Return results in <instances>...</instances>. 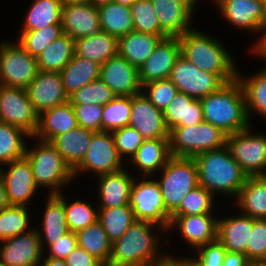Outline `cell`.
<instances>
[{
	"label": "cell",
	"mask_w": 266,
	"mask_h": 266,
	"mask_svg": "<svg viewBox=\"0 0 266 266\" xmlns=\"http://www.w3.org/2000/svg\"><path fill=\"white\" fill-rule=\"evenodd\" d=\"M152 178L134 181L129 206L136 220L149 221L167 231L171 214L166 210L157 181Z\"/></svg>",
	"instance_id": "cell-10"
},
{
	"label": "cell",
	"mask_w": 266,
	"mask_h": 266,
	"mask_svg": "<svg viewBox=\"0 0 266 266\" xmlns=\"http://www.w3.org/2000/svg\"><path fill=\"white\" fill-rule=\"evenodd\" d=\"M218 10L239 29L263 32L266 28V0H227Z\"/></svg>",
	"instance_id": "cell-20"
},
{
	"label": "cell",
	"mask_w": 266,
	"mask_h": 266,
	"mask_svg": "<svg viewBox=\"0 0 266 266\" xmlns=\"http://www.w3.org/2000/svg\"><path fill=\"white\" fill-rule=\"evenodd\" d=\"M200 101L203 120L227 135L250 126L243 87L237 78L225 83L214 93L202 97Z\"/></svg>",
	"instance_id": "cell-1"
},
{
	"label": "cell",
	"mask_w": 266,
	"mask_h": 266,
	"mask_svg": "<svg viewBox=\"0 0 266 266\" xmlns=\"http://www.w3.org/2000/svg\"><path fill=\"white\" fill-rule=\"evenodd\" d=\"M235 201L241 214L266 219V175L248 176Z\"/></svg>",
	"instance_id": "cell-32"
},
{
	"label": "cell",
	"mask_w": 266,
	"mask_h": 266,
	"mask_svg": "<svg viewBox=\"0 0 266 266\" xmlns=\"http://www.w3.org/2000/svg\"><path fill=\"white\" fill-rule=\"evenodd\" d=\"M98 7L100 29L116 38L134 31L131 8L110 1Z\"/></svg>",
	"instance_id": "cell-35"
},
{
	"label": "cell",
	"mask_w": 266,
	"mask_h": 266,
	"mask_svg": "<svg viewBox=\"0 0 266 266\" xmlns=\"http://www.w3.org/2000/svg\"><path fill=\"white\" fill-rule=\"evenodd\" d=\"M63 32L62 24L46 26L39 30L20 31L16 40L32 57L37 58L42 51Z\"/></svg>",
	"instance_id": "cell-43"
},
{
	"label": "cell",
	"mask_w": 266,
	"mask_h": 266,
	"mask_svg": "<svg viewBox=\"0 0 266 266\" xmlns=\"http://www.w3.org/2000/svg\"><path fill=\"white\" fill-rule=\"evenodd\" d=\"M129 126L135 128L145 140L169 138L163 111L157 109L143 92L132 96Z\"/></svg>",
	"instance_id": "cell-17"
},
{
	"label": "cell",
	"mask_w": 266,
	"mask_h": 266,
	"mask_svg": "<svg viewBox=\"0 0 266 266\" xmlns=\"http://www.w3.org/2000/svg\"><path fill=\"white\" fill-rule=\"evenodd\" d=\"M117 95L99 78L76 90L69 96L71 104L106 105Z\"/></svg>",
	"instance_id": "cell-48"
},
{
	"label": "cell",
	"mask_w": 266,
	"mask_h": 266,
	"mask_svg": "<svg viewBox=\"0 0 266 266\" xmlns=\"http://www.w3.org/2000/svg\"><path fill=\"white\" fill-rule=\"evenodd\" d=\"M5 171L0 167V174L6 186L7 199L10 205L27 206L38 188L34 181L32 168L26 156L5 164Z\"/></svg>",
	"instance_id": "cell-15"
},
{
	"label": "cell",
	"mask_w": 266,
	"mask_h": 266,
	"mask_svg": "<svg viewBox=\"0 0 266 266\" xmlns=\"http://www.w3.org/2000/svg\"><path fill=\"white\" fill-rule=\"evenodd\" d=\"M247 266H266V259L248 260Z\"/></svg>",
	"instance_id": "cell-62"
},
{
	"label": "cell",
	"mask_w": 266,
	"mask_h": 266,
	"mask_svg": "<svg viewBox=\"0 0 266 266\" xmlns=\"http://www.w3.org/2000/svg\"><path fill=\"white\" fill-rule=\"evenodd\" d=\"M194 159L197 166L198 185L203 186L213 195L221 193L237 198L248 176L226 146L200 153Z\"/></svg>",
	"instance_id": "cell-2"
},
{
	"label": "cell",
	"mask_w": 266,
	"mask_h": 266,
	"mask_svg": "<svg viewBox=\"0 0 266 266\" xmlns=\"http://www.w3.org/2000/svg\"><path fill=\"white\" fill-rule=\"evenodd\" d=\"M63 204L68 230L73 233L83 230L98 220V210L90 203L81 201V199L68 202L63 196Z\"/></svg>",
	"instance_id": "cell-45"
},
{
	"label": "cell",
	"mask_w": 266,
	"mask_h": 266,
	"mask_svg": "<svg viewBox=\"0 0 266 266\" xmlns=\"http://www.w3.org/2000/svg\"><path fill=\"white\" fill-rule=\"evenodd\" d=\"M61 24L74 40L95 34L101 30L98 7L90 2L63 4Z\"/></svg>",
	"instance_id": "cell-23"
},
{
	"label": "cell",
	"mask_w": 266,
	"mask_h": 266,
	"mask_svg": "<svg viewBox=\"0 0 266 266\" xmlns=\"http://www.w3.org/2000/svg\"><path fill=\"white\" fill-rule=\"evenodd\" d=\"M154 228L165 232L160 225L135 220L124 234L112 243L108 263L124 266H153L165 255L159 252L160 237L153 232Z\"/></svg>",
	"instance_id": "cell-3"
},
{
	"label": "cell",
	"mask_w": 266,
	"mask_h": 266,
	"mask_svg": "<svg viewBox=\"0 0 266 266\" xmlns=\"http://www.w3.org/2000/svg\"><path fill=\"white\" fill-rule=\"evenodd\" d=\"M160 29L168 37H180L191 30L192 15L198 1L151 0Z\"/></svg>",
	"instance_id": "cell-19"
},
{
	"label": "cell",
	"mask_w": 266,
	"mask_h": 266,
	"mask_svg": "<svg viewBox=\"0 0 266 266\" xmlns=\"http://www.w3.org/2000/svg\"><path fill=\"white\" fill-rule=\"evenodd\" d=\"M64 260L67 266H102L104 264L78 245Z\"/></svg>",
	"instance_id": "cell-55"
},
{
	"label": "cell",
	"mask_w": 266,
	"mask_h": 266,
	"mask_svg": "<svg viewBox=\"0 0 266 266\" xmlns=\"http://www.w3.org/2000/svg\"><path fill=\"white\" fill-rule=\"evenodd\" d=\"M182 266H201L194 257H184L182 258Z\"/></svg>",
	"instance_id": "cell-61"
},
{
	"label": "cell",
	"mask_w": 266,
	"mask_h": 266,
	"mask_svg": "<svg viewBox=\"0 0 266 266\" xmlns=\"http://www.w3.org/2000/svg\"><path fill=\"white\" fill-rule=\"evenodd\" d=\"M102 266H124V265H114V264L104 263Z\"/></svg>",
	"instance_id": "cell-67"
},
{
	"label": "cell",
	"mask_w": 266,
	"mask_h": 266,
	"mask_svg": "<svg viewBox=\"0 0 266 266\" xmlns=\"http://www.w3.org/2000/svg\"><path fill=\"white\" fill-rule=\"evenodd\" d=\"M25 137L31 139L20 127L0 122V167L25 156Z\"/></svg>",
	"instance_id": "cell-40"
},
{
	"label": "cell",
	"mask_w": 266,
	"mask_h": 266,
	"mask_svg": "<svg viewBox=\"0 0 266 266\" xmlns=\"http://www.w3.org/2000/svg\"><path fill=\"white\" fill-rule=\"evenodd\" d=\"M132 96H116L103 106L102 131L112 132L129 126Z\"/></svg>",
	"instance_id": "cell-44"
},
{
	"label": "cell",
	"mask_w": 266,
	"mask_h": 266,
	"mask_svg": "<svg viewBox=\"0 0 266 266\" xmlns=\"http://www.w3.org/2000/svg\"><path fill=\"white\" fill-rule=\"evenodd\" d=\"M26 92L38 114L69 101V97L63 88L60 72L39 70L36 77L26 88Z\"/></svg>",
	"instance_id": "cell-21"
},
{
	"label": "cell",
	"mask_w": 266,
	"mask_h": 266,
	"mask_svg": "<svg viewBox=\"0 0 266 266\" xmlns=\"http://www.w3.org/2000/svg\"><path fill=\"white\" fill-rule=\"evenodd\" d=\"M253 230V218L244 214L218 218L217 239L227 251L246 255L248 239Z\"/></svg>",
	"instance_id": "cell-26"
},
{
	"label": "cell",
	"mask_w": 266,
	"mask_h": 266,
	"mask_svg": "<svg viewBox=\"0 0 266 266\" xmlns=\"http://www.w3.org/2000/svg\"><path fill=\"white\" fill-rule=\"evenodd\" d=\"M1 42L0 85L26 89L39 71L37 58L32 57L18 42Z\"/></svg>",
	"instance_id": "cell-9"
},
{
	"label": "cell",
	"mask_w": 266,
	"mask_h": 266,
	"mask_svg": "<svg viewBox=\"0 0 266 266\" xmlns=\"http://www.w3.org/2000/svg\"><path fill=\"white\" fill-rule=\"evenodd\" d=\"M75 55L103 64L118 55V38L104 31L75 40Z\"/></svg>",
	"instance_id": "cell-33"
},
{
	"label": "cell",
	"mask_w": 266,
	"mask_h": 266,
	"mask_svg": "<svg viewBox=\"0 0 266 266\" xmlns=\"http://www.w3.org/2000/svg\"><path fill=\"white\" fill-rule=\"evenodd\" d=\"M27 206L10 205L0 211V242L14 236L28 233L30 213Z\"/></svg>",
	"instance_id": "cell-42"
},
{
	"label": "cell",
	"mask_w": 266,
	"mask_h": 266,
	"mask_svg": "<svg viewBox=\"0 0 266 266\" xmlns=\"http://www.w3.org/2000/svg\"><path fill=\"white\" fill-rule=\"evenodd\" d=\"M76 236L78 246L97 257L103 263L109 262L112 242L109 240L108 235L98 220L83 230L78 231Z\"/></svg>",
	"instance_id": "cell-39"
},
{
	"label": "cell",
	"mask_w": 266,
	"mask_h": 266,
	"mask_svg": "<svg viewBox=\"0 0 266 266\" xmlns=\"http://www.w3.org/2000/svg\"><path fill=\"white\" fill-rule=\"evenodd\" d=\"M63 4L67 3H84V2H89L90 0H62Z\"/></svg>",
	"instance_id": "cell-65"
},
{
	"label": "cell",
	"mask_w": 266,
	"mask_h": 266,
	"mask_svg": "<svg viewBox=\"0 0 266 266\" xmlns=\"http://www.w3.org/2000/svg\"><path fill=\"white\" fill-rule=\"evenodd\" d=\"M130 8L134 31L147 34L166 35L160 29L158 17L156 16L151 0H137Z\"/></svg>",
	"instance_id": "cell-47"
},
{
	"label": "cell",
	"mask_w": 266,
	"mask_h": 266,
	"mask_svg": "<svg viewBox=\"0 0 266 266\" xmlns=\"http://www.w3.org/2000/svg\"><path fill=\"white\" fill-rule=\"evenodd\" d=\"M180 54L181 45L178 37L164 38L149 58L138 68L141 85L168 79Z\"/></svg>",
	"instance_id": "cell-22"
},
{
	"label": "cell",
	"mask_w": 266,
	"mask_h": 266,
	"mask_svg": "<svg viewBox=\"0 0 266 266\" xmlns=\"http://www.w3.org/2000/svg\"><path fill=\"white\" fill-rule=\"evenodd\" d=\"M142 92L157 109L163 111L178 93V89L168 78L143 84Z\"/></svg>",
	"instance_id": "cell-49"
},
{
	"label": "cell",
	"mask_w": 266,
	"mask_h": 266,
	"mask_svg": "<svg viewBox=\"0 0 266 266\" xmlns=\"http://www.w3.org/2000/svg\"><path fill=\"white\" fill-rule=\"evenodd\" d=\"M178 39L181 54L200 70L217 74L225 83L237 78L235 60L216 38L192 28Z\"/></svg>",
	"instance_id": "cell-4"
},
{
	"label": "cell",
	"mask_w": 266,
	"mask_h": 266,
	"mask_svg": "<svg viewBox=\"0 0 266 266\" xmlns=\"http://www.w3.org/2000/svg\"><path fill=\"white\" fill-rule=\"evenodd\" d=\"M2 242V243H1ZM0 242V263L6 266H39L45 250L37 229Z\"/></svg>",
	"instance_id": "cell-14"
},
{
	"label": "cell",
	"mask_w": 266,
	"mask_h": 266,
	"mask_svg": "<svg viewBox=\"0 0 266 266\" xmlns=\"http://www.w3.org/2000/svg\"><path fill=\"white\" fill-rule=\"evenodd\" d=\"M175 226L181 233L182 240H185L194 250L217 240L218 218H215L212 213L170 215L168 230H172Z\"/></svg>",
	"instance_id": "cell-16"
},
{
	"label": "cell",
	"mask_w": 266,
	"mask_h": 266,
	"mask_svg": "<svg viewBox=\"0 0 266 266\" xmlns=\"http://www.w3.org/2000/svg\"><path fill=\"white\" fill-rule=\"evenodd\" d=\"M94 131L78 126L77 128L58 135L50 143L62 155L74 170L84 159Z\"/></svg>",
	"instance_id": "cell-31"
},
{
	"label": "cell",
	"mask_w": 266,
	"mask_h": 266,
	"mask_svg": "<svg viewBox=\"0 0 266 266\" xmlns=\"http://www.w3.org/2000/svg\"><path fill=\"white\" fill-rule=\"evenodd\" d=\"M111 132H94L87 153L74 169V177L80 173L108 174L124 168Z\"/></svg>",
	"instance_id": "cell-13"
},
{
	"label": "cell",
	"mask_w": 266,
	"mask_h": 266,
	"mask_svg": "<svg viewBox=\"0 0 266 266\" xmlns=\"http://www.w3.org/2000/svg\"><path fill=\"white\" fill-rule=\"evenodd\" d=\"M226 139V133L204 120L195 125L177 126L169 130L173 157L194 158L200 153L225 147Z\"/></svg>",
	"instance_id": "cell-6"
},
{
	"label": "cell",
	"mask_w": 266,
	"mask_h": 266,
	"mask_svg": "<svg viewBox=\"0 0 266 266\" xmlns=\"http://www.w3.org/2000/svg\"><path fill=\"white\" fill-rule=\"evenodd\" d=\"M135 220L133 210L129 205L98 208V221L112 243L119 239Z\"/></svg>",
	"instance_id": "cell-41"
},
{
	"label": "cell",
	"mask_w": 266,
	"mask_h": 266,
	"mask_svg": "<svg viewBox=\"0 0 266 266\" xmlns=\"http://www.w3.org/2000/svg\"><path fill=\"white\" fill-rule=\"evenodd\" d=\"M78 127L73 105L68 101L42 111L38 116V127L32 139L50 142L58 135Z\"/></svg>",
	"instance_id": "cell-24"
},
{
	"label": "cell",
	"mask_w": 266,
	"mask_h": 266,
	"mask_svg": "<svg viewBox=\"0 0 266 266\" xmlns=\"http://www.w3.org/2000/svg\"><path fill=\"white\" fill-rule=\"evenodd\" d=\"M39 266H67L65 260L43 256Z\"/></svg>",
	"instance_id": "cell-60"
},
{
	"label": "cell",
	"mask_w": 266,
	"mask_h": 266,
	"mask_svg": "<svg viewBox=\"0 0 266 266\" xmlns=\"http://www.w3.org/2000/svg\"><path fill=\"white\" fill-rule=\"evenodd\" d=\"M101 64L74 55L60 71L63 88L68 97L76 90L100 78Z\"/></svg>",
	"instance_id": "cell-34"
},
{
	"label": "cell",
	"mask_w": 266,
	"mask_h": 266,
	"mask_svg": "<svg viewBox=\"0 0 266 266\" xmlns=\"http://www.w3.org/2000/svg\"><path fill=\"white\" fill-rule=\"evenodd\" d=\"M224 1L227 0H214V3L216 4L217 7H219Z\"/></svg>",
	"instance_id": "cell-66"
},
{
	"label": "cell",
	"mask_w": 266,
	"mask_h": 266,
	"mask_svg": "<svg viewBox=\"0 0 266 266\" xmlns=\"http://www.w3.org/2000/svg\"><path fill=\"white\" fill-rule=\"evenodd\" d=\"M197 251L199 256L194 258L201 266H222L227 250L217 239L198 247L195 252Z\"/></svg>",
	"instance_id": "cell-53"
},
{
	"label": "cell",
	"mask_w": 266,
	"mask_h": 266,
	"mask_svg": "<svg viewBox=\"0 0 266 266\" xmlns=\"http://www.w3.org/2000/svg\"><path fill=\"white\" fill-rule=\"evenodd\" d=\"M179 1H198V0H179Z\"/></svg>",
	"instance_id": "cell-68"
},
{
	"label": "cell",
	"mask_w": 266,
	"mask_h": 266,
	"mask_svg": "<svg viewBox=\"0 0 266 266\" xmlns=\"http://www.w3.org/2000/svg\"><path fill=\"white\" fill-rule=\"evenodd\" d=\"M261 36L262 37H260L258 41L254 43L250 52L257 54L259 57L261 56L266 60V28L264 29Z\"/></svg>",
	"instance_id": "cell-57"
},
{
	"label": "cell",
	"mask_w": 266,
	"mask_h": 266,
	"mask_svg": "<svg viewBox=\"0 0 266 266\" xmlns=\"http://www.w3.org/2000/svg\"><path fill=\"white\" fill-rule=\"evenodd\" d=\"M112 1L130 7V6L133 5L137 0H112Z\"/></svg>",
	"instance_id": "cell-63"
},
{
	"label": "cell",
	"mask_w": 266,
	"mask_h": 266,
	"mask_svg": "<svg viewBox=\"0 0 266 266\" xmlns=\"http://www.w3.org/2000/svg\"><path fill=\"white\" fill-rule=\"evenodd\" d=\"M9 206L10 204L7 199L6 186L0 174V211H2L4 208H7Z\"/></svg>",
	"instance_id": "cell-59"
},
{
	"label": "cell",
	"mask_w": 266,
	"mask_h": 266,
	"mask_svg": "<svg viewBox=\"0 0 266 266\" xmlns=\"http://www.w3.org/2000/svg\"><path fill=\"white\" fill-rule=\"evenodd\" d=\"M78 126L94 132H102L103 106L98 104H72Z\"/></svg>",
	"instance_id": "cell-52"
},
{
	"label": "cell",
	"mask_w": 266,
	"mask_h": 266,
	"mask_svg": "<svg viewBox=\"0 0 266 266\" xmlns=\"http://www.w3.org/2000/svg\"><path fill=\"white\" fill-rule=\"evenodd\" d=\"M251 127L227 135L226 147L247 176L266 175V135Z\"/></svg>",
	"instance_id": "cell-8"
},
{
	"label": "cell",
	"mask_w": 266,
	"mask_h": 266,
	"mask_svg": "<svg viewBox=\"0 0 266 266\" xmlns=\"http://www.w3.org/2000/svg\"><path fill=\"white\" fill-rule=\"evenodd\" d=\"M38 116L25 88L0 85V122L20 127L33 136Z\"/></svg>",
	"instance_id": "cell-12"
},
{
	"label": "cell",
	"mask_w": 266,
	"mask_h": 266,
	"mask_svg": "<svg viewBox=\"0 0 266 266\" xmlns=\"http://www.w3.org/2000/svg\"><path fill=\"white\" fill-rule=\"evenodd\" d=\"M77 245L76 233L69 231L48 247L49 253L46 257L64 260Z\"/></svg>",
	"instance_id": "cell-54"
},
{
	"label": "cell",
	"mask_w": 266,
	"mask_h": 266,
	"mask_svg": "<svg viewBox=\"0 0 266 266\" xmlns=\"http://www.w3.org/2000/svg\"><path fill=\"white\" fill-rule=\"evenodd\" d=\"M157 180L166 210L172 214L185 195L198 185L197 166L194 158L171 157L160 170Z\"/></svg>",
	"instance_id": "cell-7"
},
{
	"label": "cell",
	"mask_w": 266,
	"mask_h": 266,
	"mask_svg": "<svg viewBox=\"0 0 266 266\" xmlns=\"http://www.w3.org/2000/svg\"><path fill=\"white\" fill-rule=\"evenodd\" d=\"M99 205L96 208H112L129 205L132 184L136 177L126 168L116 172L98 175Z\"/></svg>",
	"instance_id": "cell-25"
},
{
	"label": "cell",
	"mask_w": 266,
	"mask_h": 266,
	"mask_svg": "<svg viewBox=\"0 0 266 266\" xmlns=\"http://www.w3.org/2000/svg\"><path fill=\"white\" fill-rule=\"evenodd\" d=\"M100 79L117 96H133L142 92L138 69L119 54L101 64Z\"/></svg>",
	"instance_id": "cell-18"
},
{
	"label": "cell",
	"mask_w": 266,
	"mask_h": 266,
	"mask_svg": "<svg viewBox=\"0 0 266 266\" xmlns=\"http://www.w3.org/2000/svg\"><path fill=\"white\" fill-rule=\"evenodd\" d=\"M237 79L243 87L249 121L252 112L266 119V69L245 78L237 72Z\"/></svg>",
	"instance_id": "cell-38"
},
{
	"label": "cell",
	"mask_w": 266,
	"mask_h": 266,
	"mask_svg": "<svg viewBox=\"0 0 266 266\" xmlns=\"http://www.w3.org/2000/svg\"><path fill=\"white\" fill-rule=\"evenodd\" d=\"M171 157L169 138L147 139L129 162L149 179L157 171L160 172Z\"/></svg>",
	"instance_id": "cell-27"
},
{
	"label": "cell",
	"mask_w": 266,
	"mask_h": 266,
	"mask_svg": "<svg viewBox=\"0 0 266 266\" xmlns=\"http://www.w3.org/2000/svg\"><path fill=\"white\" fill-rule=\"evenodd\" d=\"M25 15L20 31L39 30L61 24L62 0H33Z\"/></svg>",
	"instance_id": "cell-37"
},
{
	"label": "cell",
	"mask_w": 266,
	"mask_h": 266,
	"mask_svg": "<svg viewBox=\"0 0 266 266\" xmlns=\"http://www.w3.org/2000/svg\"><path fill=\"white\" fill-rule=\"evenodd\" d=\"M112 0H90L89 2L95 6H99L101 4H104V3H108Z\"/></svg>",
	"instance_id": "cell-64"
},
{
	"label": "cell",
	"mask_w": 266,
	"mask_h": 266,
	"mask_svg": "<svg viewBox=\"0 0 266 266\" xmlns=\"http://www.w3.org/2000/svg\"><path fill=\"white\" fill-rule=\"evenodd\" d=\"M111 133L114 138L117 152L122 160H125L123 157L128 156V161H130L129 159L135 155L138 148L145 140L143 136L131 126L116 129Z\"/></svg>",
	"instance_id": "cell-50"
},
{
	"label": "cell",
	"mask_w": 266,
	"mask_h": 266,
	"mask_svg": "<svg viewBox=\"0 0 266 266\" xmlns=\"http://www.w3.org/2000/svg\"><path fill=\"white\" fill-rule=\"evenodd\" d=\"M248 258L244 253L226 251L222 266H247Z\"/></svg>",
	"instance_id": "cell-56"
},
{
	"label": "cell",
	"mask_w": 266,
	"mask_h": 266,
	"mask_svg": "<svg viewBox=\"0 0 266 266\" xmlns=\"http://www.w3.org/2000/svg\"><path fill=\"white\" fill-rule=\"evenodd\" d=\"M45 203L46 206L41 224L42 229L37 230L43 250L44 247L46 248V245L49 247L55 240L60 239V237L69 232L66 224L62 192L59 194H48Z\"/></svg>",
	"instance_id": "cell-28"
},
{
	"label": "cell",
	"mask_w": 266,
	"mask_h": 266,
	"mask_svg": "<svg viewBox=\"0 0 266 266\" xmlns=\"http://www.w3.org/2000/svg\"><path fill=\"white\" fill-rule=\"evenodd\" d=\"M167 37L131 31L118 39V54L138 69Z\"/></svg>",
	"instance_id": "cell-29"
},
{
	"label": "cell",
	"mask_w": 266,
	"mask_h": 266,
	"mask_svg": "<svg viewBox=\"0 0 266 266\" xmlns=\"http://www.w3.org/2000/svg\"><path fill=\"white\" fill-rule=\"evenodd\" d=\"M174 257V258H173ZM153 266H182V258H175L168 254L159 259Z\"/></svg>",
	"instance_id": "cell-58"
},
{
	"label": "cell",
	"mask_w": 266,
	"mask_h": 266,
	"mask_svg": "<svg viewBox=\"0 0 266 266\" xmlns=\"http://www.w3.org/2000/svg\"><path fill=\"white\" fill-rule=\"evenodd\" d=\"M75 40L62 34L37 57L38 68L45 72H60L75 55Z\"/></svg>",
	"instance_id": "cell-36"
},
{
	"label": "cell",
	"mask_w": 266,
	"mask_h": 266,
	"mask_svg": "<svg viewBox=\"0 0 266 266\" xmlns=\"http://www.w3.org/2000/svg\"><path fill=\"white\" fill-rule=\"evenodd\" d=\"M25 156L30 162L36 186L48 188V194L63 192L62 187L75 179L74 170L50 142L39 140L31 149L26 146Z\"/></svg>",
	"instance_id": "cell-5"
},
{
	"label": "cell",
	"mask_w": 266,
	"mask_h": 266,
	"mask_svg": "<svg viewBox=\"0 0 266 266\" xmlns=\"http://www.w3.org/2000/svg\"><path fill=\"white\" fill-rule=\"evenodd\" d=\"M163 117L169 130L177 126L198 124L203 121L201 101L178 91L163 110Z\"/></svg>",
	"instance_id": "cell-30"
},
{
	"label": "cell",
	"mask_w": 266,
	"mask_h": 266,
	"mask_svg": "<svg viewBox=\"0 0 266 266\" xmlns=\"http://www.w3.org/2000/svg\"><path fill=\"white\" fill-rule=\"evenodd\" d=\"M215 196L203 186L197 185L189 191L179 207L171 215H198L214 211ZM213 207V208H212Z\"/></svg>",
	"instance_id": "cell-46"
},
{
	"label": "cell",
	"mask_w": 266,
	"mask_h": 266,
	"mask_svg": "<svg viewBox=\"0 0 266 266\" xmlns=\"http://www.w3.org/2000/svg\"><path fill=\"white\" fill-rule=\"evenodd\" d=\"M248 260L266 259V219H253V230L246 247Z\"/></svg>",
	"instance_id": "cell-51"
},
{
	"label": "cell",
	"mask_w": 266,
	"mask_h": 266,
	"mask_svg": "<svg viewBox=\"0 0 266 266\" xmlns=\"http://www.w3.org/2000/svg\"><path fill=\"white\" fill-rule=\"evenodd\" d=\"M169 79L179 92L194 99H201L214 93L225 84L217 74L200 70L182 54L176 59Z\"/></svg>",
	"instance_id": "cell-11"
}]
</instances>
